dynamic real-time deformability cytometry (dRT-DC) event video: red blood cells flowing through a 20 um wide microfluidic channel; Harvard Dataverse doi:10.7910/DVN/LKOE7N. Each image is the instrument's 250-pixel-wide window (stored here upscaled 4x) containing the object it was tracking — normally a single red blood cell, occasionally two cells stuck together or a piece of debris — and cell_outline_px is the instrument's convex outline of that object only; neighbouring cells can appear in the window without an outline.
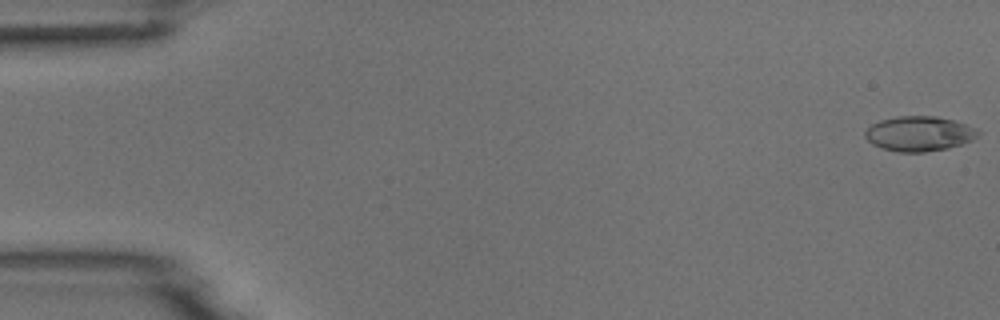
{"species": "common noctule bat (a hibernating species)", "species_latin": "Nyctalus noctula", "temperature_condition": "room temperature", "stored_images_in_passage": 5, "camera_frame_rate_fps": 3000, "um_per_image_px": 0.085, "animal": {"sex": "male", "body_mass_g": 18.8}, "frame": {"image": 1, "passage_image": 1, "time_ms": 0.0, "image_size_px": [1000, 320], "cell_outline_px": [[980, 132], [972, 140], [948, 148], [924, 152], [896, 152], [872, 144], [864, 136], [864, 132], [872, 124], [880, 120], [896, 116], [936, 116], [952, 120], [976, 128]], "centroid_in_image_um": [78.1, 11.36], "position_along_channel_um": 6.9, "area_um2": 22.83}}
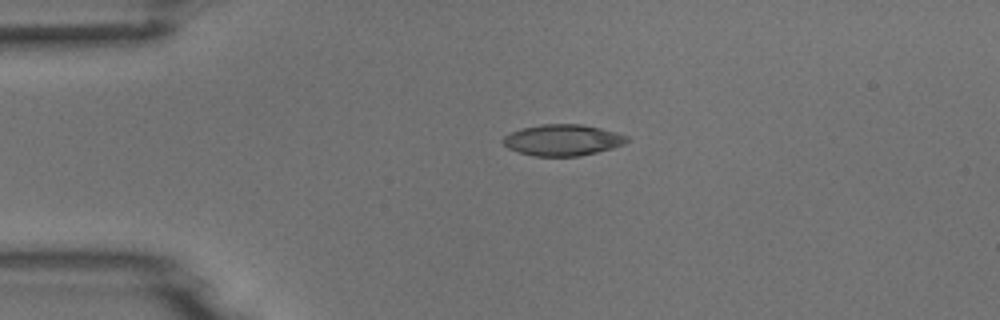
{"frame": {"image": 2, "passage_image": 4, "time_ms": 3.667, "image_size_px": [1000, 320], "cell_outline_px": [[628, 140], [624, 144], [612, 148], [580, 156], [532, 156], [508, 148], [500, 140], [504, 136], [520, 128], [540, 124], [580, 124], [600, 128], [616, 132], [628, 136]], "centroid_in_image_um": [47.8, 11.9], "position_along_channel_um": 37.2, "area_um2": 22.54}}